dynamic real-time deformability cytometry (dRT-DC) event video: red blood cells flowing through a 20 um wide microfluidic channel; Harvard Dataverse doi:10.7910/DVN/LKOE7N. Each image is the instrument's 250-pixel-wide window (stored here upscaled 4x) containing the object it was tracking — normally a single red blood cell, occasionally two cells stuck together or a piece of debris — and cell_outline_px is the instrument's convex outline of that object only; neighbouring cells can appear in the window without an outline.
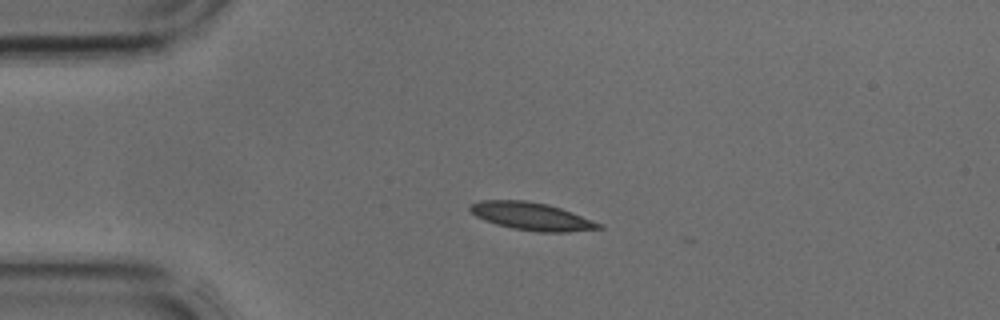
{"species": "common noctule bat (a hibernating species)", "species_latin": "Nyctalus noctula", "temperature_condition": "cold", "stored_images_in_passage": 3, "camera_frame_rate_fps": 3000, "um_per_image_px": 0.085, "animal": {"sex": "male", "body_mass_g": 17.9, "forearm_length_mm": 54.2}, "frame": {"image": 1, "passage_image": 1, "time_ms": 0.0, "image_size_px": [1000, 320], "cell_outline_px": [[604, 228], [568, 232], [540, 232], [512, 228], [496, 224], [484, 220], [476, 216], [468, 208], [472, 204], [480, 200], [524, 200], [548, 204], [572, 212], [604, 224]], "centroid_in_image_um": [45.22, 18.39], "position_along_channel_um": 39.8, "area_um2": 20.81}}